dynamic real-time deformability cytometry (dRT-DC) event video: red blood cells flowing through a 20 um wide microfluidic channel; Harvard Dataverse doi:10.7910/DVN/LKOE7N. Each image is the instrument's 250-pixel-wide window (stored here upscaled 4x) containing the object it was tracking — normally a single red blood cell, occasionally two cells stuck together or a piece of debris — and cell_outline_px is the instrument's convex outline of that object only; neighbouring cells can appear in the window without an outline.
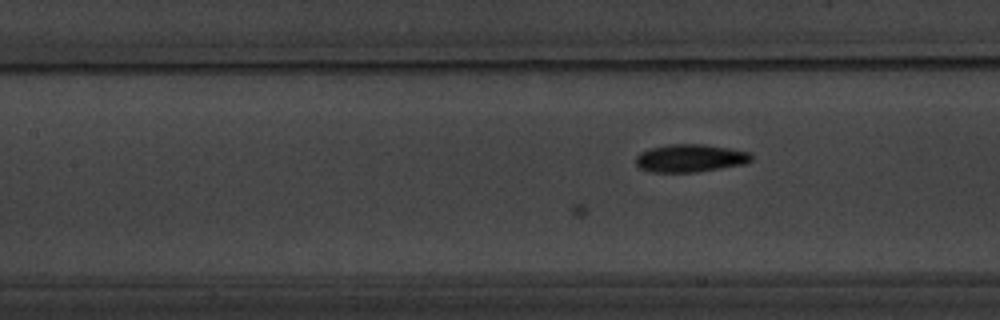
{"species": "common noctule bat (a hibernating species)", "species_latin": "Nyctalus noctula", "temperature_condition": "warm", "stored_images_in_passage": 40, "camera_frame_rate_fps": 3000, "um_per_image_px": 0.085, "animal": {"sex": "male", "body_mass_g": 20.1, "forearm_length_mm": 53.5}, "frame": {"image": 1, "passage_image": 15, "time_ms": 4.667, "image_size_px": [1000, 320], "cell_outline_px": [[752, 160], [744, 164], [696, 172], [652, 172], [640, 168], [636, 164], [636, 156], [640, 152], [652, 148], [668, 144], [704, 144], [732, 148], [752, 152]], "centroid_in_image_um": [58.7, 13.43], "position_along_channel_um": 148.7, "area_um2": 18.84}}